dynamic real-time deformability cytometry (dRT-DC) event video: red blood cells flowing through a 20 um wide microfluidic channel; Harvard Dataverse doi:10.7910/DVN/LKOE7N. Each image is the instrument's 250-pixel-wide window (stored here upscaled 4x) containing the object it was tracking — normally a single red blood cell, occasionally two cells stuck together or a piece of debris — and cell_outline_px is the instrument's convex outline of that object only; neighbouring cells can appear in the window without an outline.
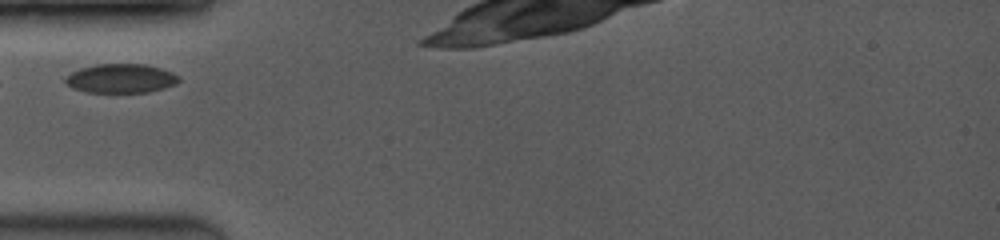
{"species": "common noctule bat (a hibernating species)", "species_latin": "Nyctalus noctula", "temperature_condition": "room temperature", "stored_images_in_passage": 7, "camera_frame_rate_fps": 3500, "um_per_image_px": 0.085, "animal": {"sex": "female", "body_mass_g": 19.0, "forearm_length_mm": 53.3}, "frame": {"image": 1, "passage_image": 1, "time_ms": 0.0, "image_size_px": [1000, 240], "cell_outline_px": [[180, 80], [176, 84], [164, 88], [148, 92], [88, 92], [72, 88], [64, 80], [72, 72], [80, 68], [96, 64], [144, 64], [160, 68], [172, 72], [180, 76]], "centroid_in_image_um": [10.31, 6.66], "position_along_channel_um": 74.7, "area_um2": 19.13}}
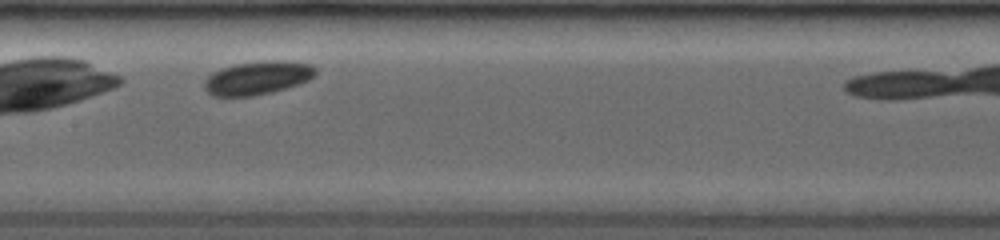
{"frame": {"image": 2, "passage_image": 4, "time_ms": 2.857, "image_size_px": [1000, 240], "cell_outline_px": [[316, 72], [308, 80], [272, 92], [252, 96], [212, 96], [204, 88], [204, 80], [212, 72], [220, 68], [236, 64], [264, 60], [284, 60], [312, 64], [316, 68]], "centroid_in_image_um": [21.86, 6.6], "position_along_channel_um": 185.5, "area_um2": 21.68}}
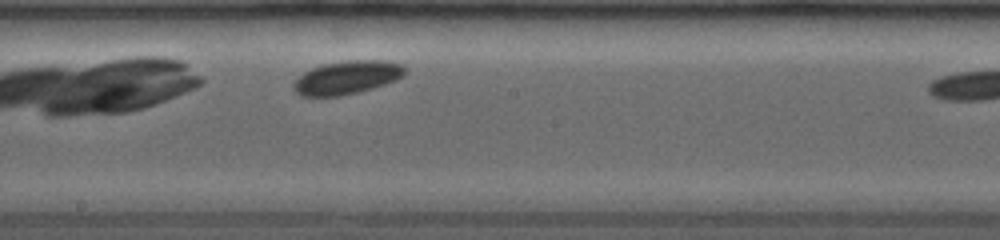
{"frame": {"image": 3, "passage_image": 5, "time_ms": 3.714, "image_size_px": [1000, 240], "cell_outline_px": [[408, 68], [404, 76], [396, 80], [372, 88], [340, 96], [300, 96], [292, 88], [292, 84], [304, 72], [320, 64], [352, 60], [380, 60], [404, 64]], "centroid_in_image_um": [29.51, 6.58], "position_along_channel_um": 218.7, "area_um2": 21.73}}